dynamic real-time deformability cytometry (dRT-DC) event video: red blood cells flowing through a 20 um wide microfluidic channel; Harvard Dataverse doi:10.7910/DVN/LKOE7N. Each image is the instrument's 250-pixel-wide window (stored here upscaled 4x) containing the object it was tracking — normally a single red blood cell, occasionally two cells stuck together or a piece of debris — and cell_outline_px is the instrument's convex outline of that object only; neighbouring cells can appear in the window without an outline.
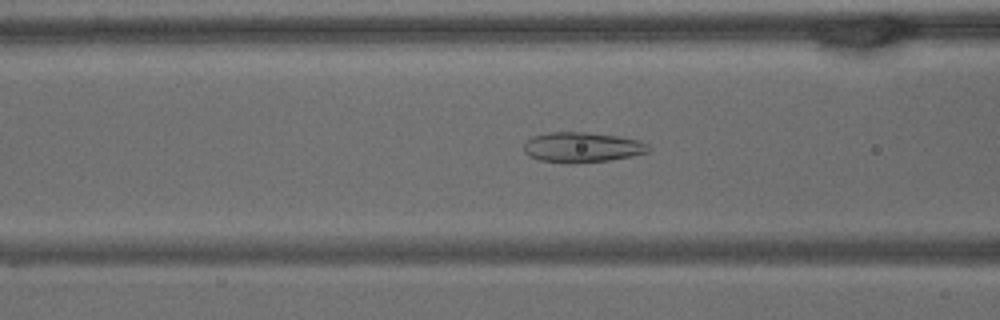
{"species": "common noctule bat (a hibernating species)", "species_latin": "Nyctalus noctula", "temperature_condition": "warm", "stored_images_in_passage": 63, "camera_frame_rate_fps": 3000, "um_per_image_px": 0.085, "animal": {"sex": "male", "body_mass_g": 15.6}, "frame": {"image": 1, "passage_image": 24, "time_ms": 7.667, "image_size_px": [1000, 320], "cell_outline_px": [[652, 148], [648, 152], [632, 156], [608, 160], [568, 164], [540, 160], [528, 156], [524, 152], [524, 144], [532, 136], [548, 132], [588, 132], [620, 136], [640, 140], [648, 144]], "centroid_in_image_um": [49.49, 12.51], "position_along_channel_um": 117.1, "area_um2": 22.2}}
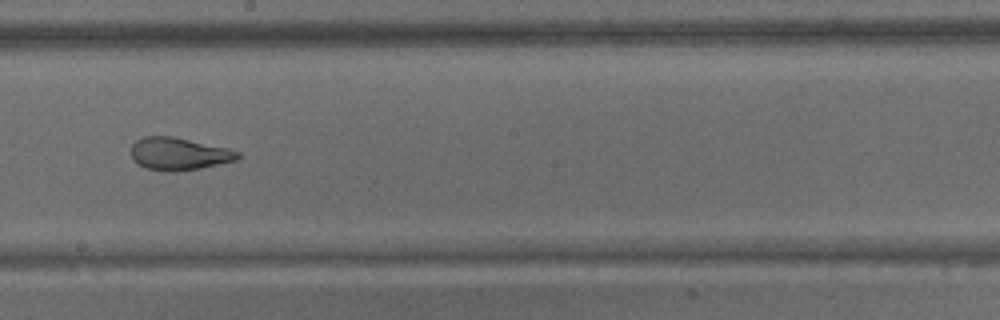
{"frame": {"image": 2, "passage_image": 35, "time_ms": 11.333, "image_size_px": [1000, 320], "cell_outline_px": [[240, 156], [236, 160], [200, 168], [176, 172], [172, 172], [144, 168], [132, 160], [132, 144], [136, 140], [144, 136], [172, 136], [228, 148], [240, 152]], "centroid_in_image_um": [15.18, 13.08], "position_along_channel_um": 233.0, "area_um2": 20.23}}
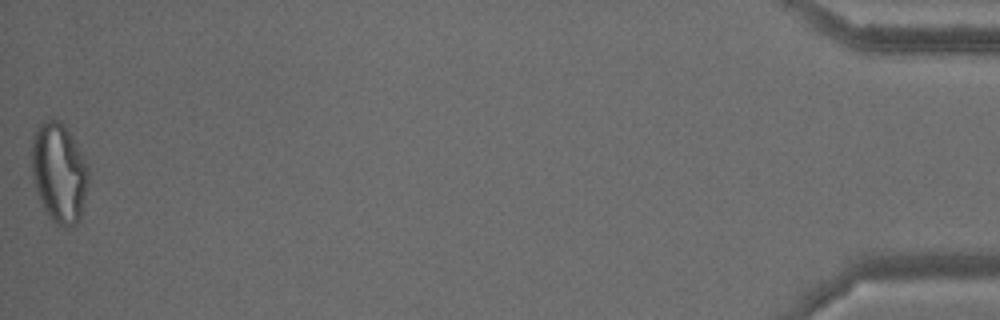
{"frame": {"image": 3, "passage_image": 63, "time_ms": 20.667, "image_size_px": [1000, 320], "cell_outline_px": [[88, 184], [80, 220], [72, 228], [64, 228], [56, 224], [48, 216], [40, 200], [36, 188], [32, 172], [32, 140], [36, 128], [40, 124], [48, 120], [60, 120], [68, 128], [88, 164]], "centroid_in_image_um": [5.05, 14.7], "position_along_channel_um": 430.2, "area_um2": 33.18}, "authors_computed_cell_mechanics": {"area_um2": 26.6458, "velocity_mm_per_s": 3.1611, "shape_relaxation_time_tau1_ms": null, "shape_relaxation_time_tau2_ms": 1.5505, "deformation_change_tau1": null, "deformation_change_tau2": 0.0895}}